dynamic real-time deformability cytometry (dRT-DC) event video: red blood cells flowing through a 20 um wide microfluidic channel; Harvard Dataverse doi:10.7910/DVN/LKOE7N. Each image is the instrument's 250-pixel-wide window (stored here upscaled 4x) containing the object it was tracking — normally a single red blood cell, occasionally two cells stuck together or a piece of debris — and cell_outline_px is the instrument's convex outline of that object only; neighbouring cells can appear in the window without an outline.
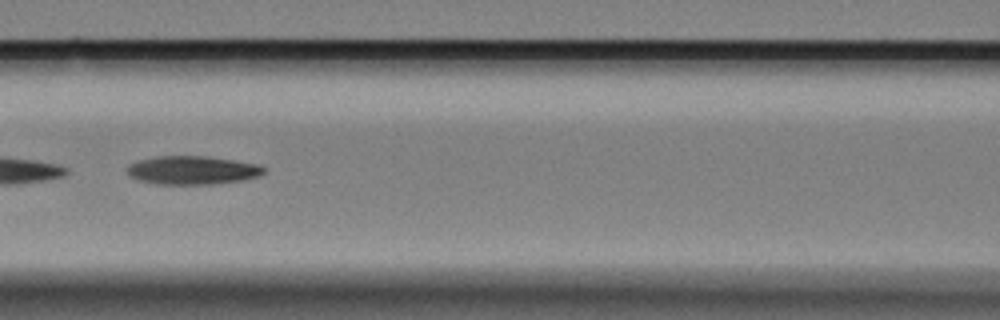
{"species": "Egyptian fruit bat (a non-hibernating species)", "species_latin": "Rousettus aegyptiacus", "temperature_condition": "cold", "stored_images_in_passage": 17, "camera_frame_rate_fps": 3000, "um_per_image_px": 0.085, "animal": {"sex": "female"}, "frame": {"image": 1, "passage_image": 8, "time_ms": 2.333, "image_size_px": [1000, 320], "cell_outline_px": [[264, 172], [260, 176], [244, 180], [212, 184], [156, 184], [140, 180], [132, 176], [128, 172], [128, 164], [140, 160], [156, 156], [208, 156], [260, 164], [264, 168]], "centroid_in_image_um": [16.4, 14.46], "position_along_channel_um": 150.2, "area_um2": 22.66}}